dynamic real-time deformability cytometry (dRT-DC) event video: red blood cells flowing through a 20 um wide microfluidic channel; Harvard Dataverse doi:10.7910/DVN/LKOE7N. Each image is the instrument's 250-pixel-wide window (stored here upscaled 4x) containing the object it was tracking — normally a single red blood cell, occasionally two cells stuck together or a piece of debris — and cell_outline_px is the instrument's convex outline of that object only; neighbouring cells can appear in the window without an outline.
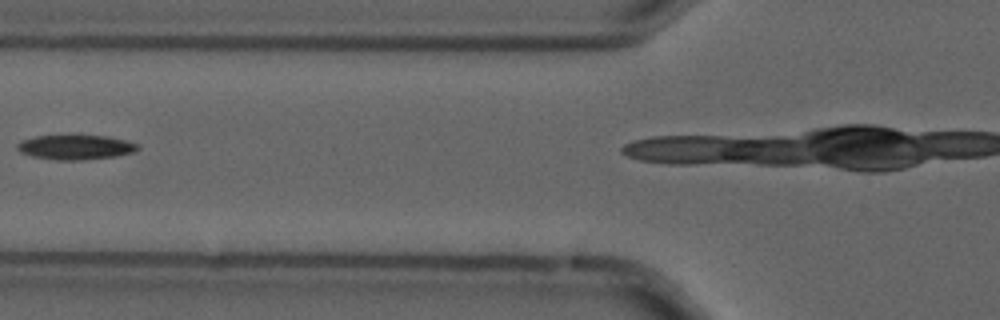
{"species": "common noctule bat (a hibernating species)", "species_latin": "Nyctalus noctula", "temperature_condition": "cold", "stored_images_in_passage": 5, "camera_frame_rate_fps": 3000, "um_per_image_px": 0.085, "animal": {"sex": "male", "forearm_length_mm": 52.5}, "frame": {"image": 1, "passage_image": 4, "time_ms": 1.0, "image_size_px": [1000, 320], "cell_outline_px": [[140, 148], [136, 152], [116, 156], [84, 160], [56, 160], [32, 156], [20, 152], [16, 148], [16, 144], [20, 140], [36, 136], [108, 136], [140, 144]], "centroid_in_image_um": [6.44, 12.52], "position_along_channel_um": 119.4, "area_um2": 17.4}}